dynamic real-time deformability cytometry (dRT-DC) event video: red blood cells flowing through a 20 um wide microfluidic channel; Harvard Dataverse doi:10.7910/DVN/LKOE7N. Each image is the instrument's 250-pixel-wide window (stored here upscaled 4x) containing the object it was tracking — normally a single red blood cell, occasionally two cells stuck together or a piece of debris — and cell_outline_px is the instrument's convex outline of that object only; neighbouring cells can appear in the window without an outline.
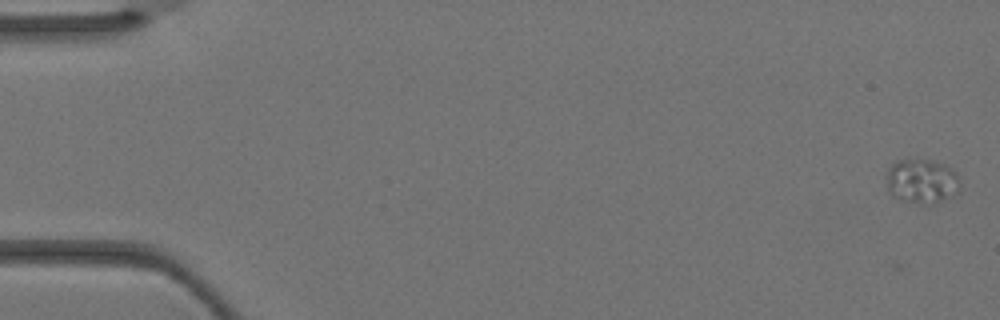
{"species": "Egyptian fruit bat (a non-hibernating species)", "species_latin": "Rousettus aegyptiacus", "temperature_condition": "warm", "stored_images_in_passage": 3, "camera_frame_rate_fps": 3000, "um_per_image_px": 0.085, "animal": {"sex": "female"}, "frame": {"image": 1, "passage_image": 1, "time_ms": 0.0, "image_size_px": [1000, 320], "cell_outline_px": [[960, 184], [956, 192], [940, 200], [920, 204], [900, 200], [892, 196], [888, 188], [888, 168], [896, 160], [932, 160], [944, 164], [952, 168], [956, 172], [960, 180]], "centroid_in_image_um": [78.34, 15.38], "position_along_channel_um": 6.7, "area_um2": 18.73}}